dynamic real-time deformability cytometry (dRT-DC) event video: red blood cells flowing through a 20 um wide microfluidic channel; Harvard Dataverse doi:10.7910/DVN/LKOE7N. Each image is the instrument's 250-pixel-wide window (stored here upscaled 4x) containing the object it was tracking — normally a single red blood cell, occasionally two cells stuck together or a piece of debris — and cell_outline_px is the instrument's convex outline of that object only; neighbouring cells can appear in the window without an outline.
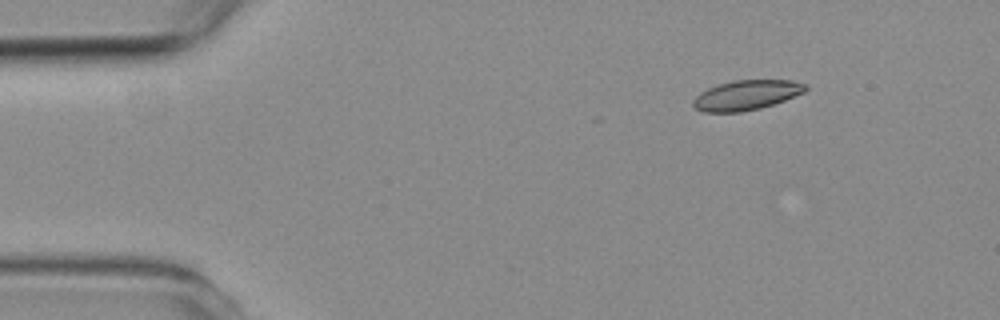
{"species": "common noctule bat (a hibernating species)", "species_latin": "Nyctalus noctula", "temperature_condition": "room temperature", "stored_images_in_passage": 3, "camera_frame_rate_fps": 3000, "um_per_image_px": 0.085, "animal": {"sex": "female", "body_mass_g": 19.3, "forearm_length_mm": 54.1}, "frame": {"image": 1, "passage_image": 1, "time_ms": 0.0, "image_size_px": [1000, 320], "cell_outline_px": [[808, 88], [804, 92], [784, 100], [760, 108], [740, 112], [704, 112], [696, 108], [692, 104], [692, 100], [700, 92], [708, 88], [732, 80], [792, 80], [808, 84]], "centroid_in_image_um": [63.45, 8.08], "position_along_channel_um": 21.6, "area_um2": 19.48}}